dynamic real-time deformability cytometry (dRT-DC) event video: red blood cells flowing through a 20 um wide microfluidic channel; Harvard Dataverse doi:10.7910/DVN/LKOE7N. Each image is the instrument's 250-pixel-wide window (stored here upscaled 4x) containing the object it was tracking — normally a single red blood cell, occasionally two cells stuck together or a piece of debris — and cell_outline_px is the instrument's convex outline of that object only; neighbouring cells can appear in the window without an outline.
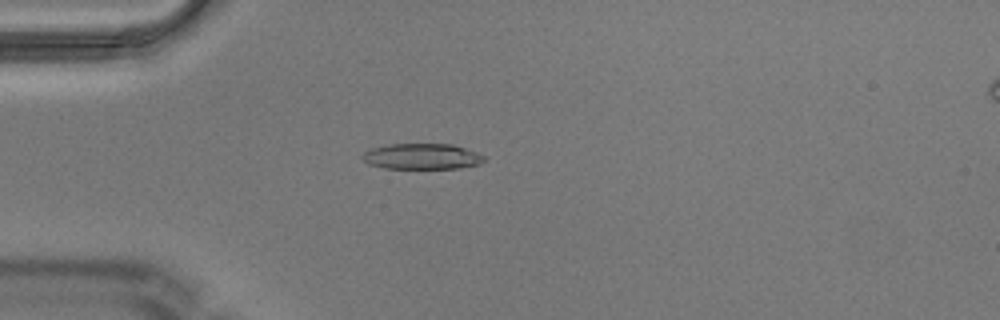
{"species": "Egyptian fruit bat (a non-hibernating species)", "species_latin": "Rousettus aegyptiacus", "temperature_condition": "warm", "stored_images_in_passage": 1, "camera_frame_rate_fps": 3000, "um_per_image_px": 0.085, "animal": {"sex": "male"}, "frame": {"image": 1, "passage_image": 1, "time_ms": 0.0, "image_size_px": [1000, 320], "cell_outline_px": [[484, 160], [480, 164], [460, 168], [384, 168], [368, 164], [360, 156], [364, 152], [372, 148], [388, 144], [452, 144], [476, 152], [484, 156]], "centroid_in_image_um": [35.84, 13.29], "position_along_channel_um": 49.2, "area_um2": 18.21}}